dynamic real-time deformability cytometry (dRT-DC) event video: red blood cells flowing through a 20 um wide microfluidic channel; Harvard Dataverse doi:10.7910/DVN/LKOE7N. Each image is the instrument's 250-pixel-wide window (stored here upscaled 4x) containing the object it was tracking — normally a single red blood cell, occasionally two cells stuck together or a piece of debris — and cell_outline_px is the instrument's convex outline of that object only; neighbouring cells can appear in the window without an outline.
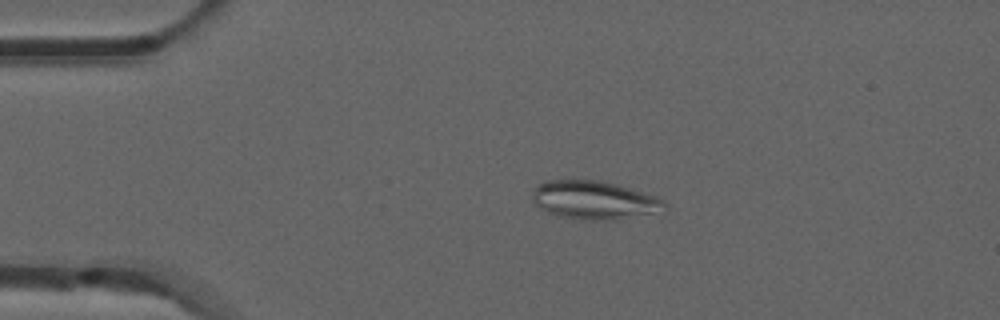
{"species": "common noctule bat (a hibernating species)", "species_latin": "Nyctalus noctula", "temperature_condition": "room temperature", "stored_images_in_passage": 51, "camera_frame_rate_fps": 3000, "um_per_image_px": 0.085, "animal": {"sex": "male", "forearm_length_mm": 52.5}, "frame": {"image": 1, "passage_image": 10, "time_ms": 3.0, "image_size_px": [1000, 320], "cell_outline_px": [[668, 208], [652, 212], [608, 220], [580, 220], [560, 216], [548, 212], [540, 208], [532, 200], [532, 196], [536, 188], [544, 180], [600, 180], [616, 184], [656, 196], [668, 204]], "centroid_in_image_um": [50.47, 17.0], "position_along_channel_um": 34.5, "area_um2": 29.13}}
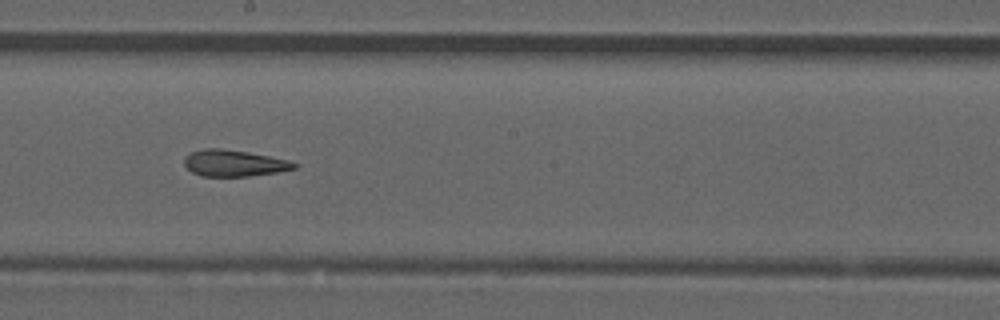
{"frame": {"image": 2, "passage_image": 28, "time_ms": 9.0, "image_size_px": [1000, 320], "cell_outline_px": [[300, 164], [296, 168], [276, 172], [248, 176], [200, 176], [192, 172], [184, 164], [184, 156], [188, 152], [204, 148], [220, 148], [248, 152], [288, 160]], "centroid_in_image_um": [19.85, 13.86], "position_along_channel_um": 228.3, "area_um2": 16.99}}
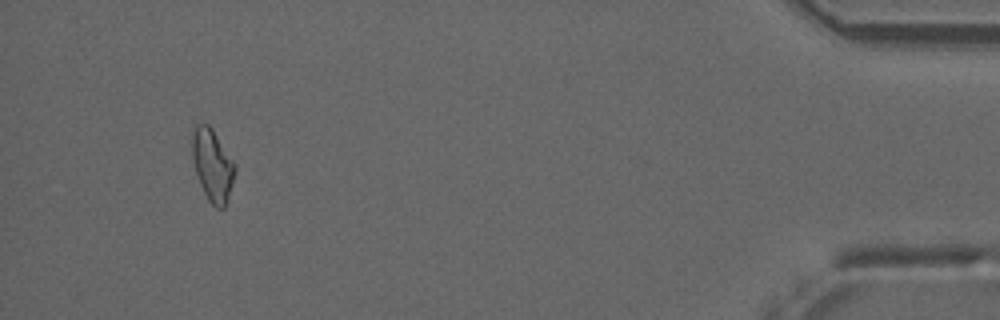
{"frame": {"image": 3, "passage_image": 48, "time_ms": 15.667, "image_size_px": [1000, 320], "cell_outline_px": [[236, 172], [224, 208], [216, 208], [208, 200], [200, 184], [192, 160], [192, 132], [196, 124], [208, 124], [212, 128], [236, 164]], "centroid_in_image_um": [18.06, 14.02], "position_along_channel_um": 417.1, "area_um2": 17.92}}